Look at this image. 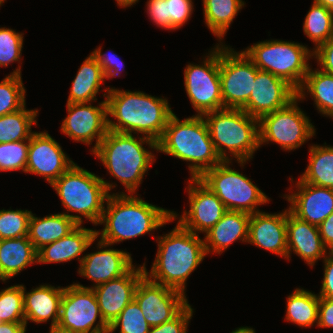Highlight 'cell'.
<instances>
[{"mask_svg":"<svg viewBox=\"0 0 333 333\" xmlns=\"http://www.w3.org/2000/svg\"><path fill=\"white\" fill-rule=\"evenodd\" d=\"M319 296L304 288H296L287 296L285 321L309 328L318 323Z\"/></svg>","mask_w":333,"mask_h":333,"instance_id":"33","label":"cell"},{"mask_svg":"<svg viewBox=\"0 0 333 333\" xmlns=\"http://www.w3.org/2000/svg\"><path fill=\"white\" fill-rule=\"evenodd\" d=\"M110 247V244L98 240V251L84 255L78 268V274L93 281L94 284L86 287L80 283H74L76 286L87 289L95 288L123 276L134 266L129 252Z\"/></svg>","mask_w":333,"mask_h":333,"instance_id":"18","label":"cell"},{"mask_svg":"<svg viewBox=\"0 0 333 333\" xmlns=\"http://www.w3.org/2000/svg\"><path fill=\"white\" fill-rule=\"evenodd\" d=\"M31 214L28 238L38 251L43 246L67 236L79 224L63 213L47 215L43 218Z\"/></svg>","mask_w":333,"mask_h":333,"instance_id":"28","label":"cell"},{"mask_svg":"<svg viewBox=\"0 0 333 333\" xmlns=\"http://www.w3.org/2000/svg\"><path fill=\"white\" fill-rule=\"evenodd\" d=\"M230 163V160L221 161L198 179L216 194L227 210L259 212L258 206L269 203L270 198L250 178L232 169Z\"/></svg>","mask_w":333,"mask_h":333,"instance_id":"9","label":"cell"},{"mask_svg":"<svg viewBox=\"0 0 333 333\" xmlns=\"http://www.w3.org/2000/svg\"><path fill=\"white\" fill-rule=\"evenodd\" d=\"M31 264H38V251L28 236L0 240V280L3 283Z\"/></svg>","mask_w":333,"mask_h":333,"instance_id":"27","label":"cell"},{"mask_svg":"<svg viewBox=\"0 0 333 333\" xmlns=\"http://www.w3.org/2000/svg\"><path fill=\"white\" fill-rule=\"evenodd\" d=\"M156 152L190 162V178H199L222 161L215 151L203 116L196 114L180 121L173 113L157 141Z\"/></svg>","mask_w":333,"mask_h":333,"instance_id":"5","label":"cell"},{"mask_svg":"<svg viewBox=\"0 0 333 333\" xmlns=\"http://www.w3.org/2000/svg\"><path fill=\"white\" fill-rule=\"evenodd\" d=\"M297 97V90L284 79L259 70L247 103L241 108L250 116L260 119L277 111Z\"/></svg>","mask_w":333,"mask_h":333,"instance_id":"19","label":"cell"},{"mask_svg":"<svg viewBox=\"0 0 333 333\" xmlns=\"http://www.w3.org/2000/svg\"><path fill=\"white\" fill-rule=\"evenodd\" d=\"M101 49L102 48L99 46L90 54L101 66L105 78L109 80L115 78L116 76L120 77V72L123 70L124 63L115 53H102Z\"/></svg>","mask_w":333,"mask_h":333,"instance_id":"44","label":"cell"},{"mask_svg":"<svg viewBox=\"0 0 333 333\" xmlns=\"http://www.w3.org/2000/svg\"><path fill=\"white\" fill-rule=\"evenodd\" d=\"M313 1L333 11V0H313Z\"/></svg>","mask_w":333,"mask_h":333,"instance_id":"53","label":"cell"},{"mask_svg":"<svg viewBox=\"0 0 333 333\" xmlns=\"http://www.w3.org/2000/svg\"><path fill=\"white\" fill-rule=\"evenodd\" d=\"M49 333H65V332H61V331H58L57 329H53V330H49Z\"/></svg>","mask_w":333,"mask_h":333,"instance_id":"54","label":"cell"},{"mask_svg":"<svg viewBox=\"0 0 333 333\" xmlns=\"http://www.w3.org/2000/svg\"><path fill=\"white\" fill-rule=\"evenodd\" d=\"M31 214L32 212L27 209L0 210V240L28 236Z\"/></svg>","mask_w":333,"mask_h":333,"instance_id":"39","label":"cell"},{"mask_svg":"<svg viewBox=\"0 0 333 333\" xmlns=\"http://www.w3.org/2000/svg\"><path fill=\"white\" fill-rule=\"evenodd\" d=\"M243 51L259 70L284 79L297 91L311 67L308 60L313 58L306 45L277 39L259 41Z\"/></svg>","mask_w":333,"mask_h":333,"instance_id":"8","label":"cell"},{"mask_svg":"<svg viewBox=\"0 0 333 333\" xmlns=\"http://www.w3.org/2000/svg\"><path fill=\"white\" fill-rule=\"evenodd\" d=\"M287 260V209L280 213L251 214L248 242Z\"/></svg>","mask_w":333,"mask_h":333,"instance_id":"22","label":"cell"},{"mask_svg":"<svg viewBox=\"0 0 333 333\" xmlns=\"http://www.w3.org/2000/svg\"><path fill=\"white\" fill-rule=\"evenodd\" d=\"M313 58L321 71L333 75V37L313 50Z\"/></svg>","mask_w":333,"mask_h":333,"instance_id":"46","label":"cell"},{"mask_svg":"<svg viewBox=\"0 0 333 333\" xmlns=\"http://www.w3.org/2000/svg\"><path fill=\"white\" fill-rule=\"evenodd\" d=\"M230 333H256L255 332V329L251 328V327H239L235 330H233L232 332Z\"/></svg>","mask_w":333,"mask_h":333,"instance_id":"52","label":"cell"},{"mask_svg":"<svg viewBox=\"0 0 333 333\" xmlns=\"http://www.w3.org/2000/svg\"><path fill=\"white\" fill-rule=\"evenodd\" d=\"M96 231L78 225L67 236L39 249L38 263H65L75 258L81 263L84 256L80 255L97 239Z\"/></svg>","mask_w":333,"mask_h":333,"instance_id":"26","label":"cell"},{"mask_svg":"<svg viewBox=\"0 0 333 333\" xmlns=\"http://www.w3.org/2000/svg\"><path fill=\"white\" fill-rule=\"evenodd\" d=\"M63 151L46 130L34 132L28 147L26 173L42 176L51 185L75 163Z\"/></svg>","mask_w":333,"mask_h":333,"instance_id":"17","label":"cell"},{"mask_svg":"<svg viewBox=\"0 0 333 333\" xmlns=\"http://www.w3.org/2000/svg\"><path fill=\"white\" fill-rule=\"evenodd\" d=\"M320 328H333V299L319 298L318 323Z\"/></svg>","mask_w":333,"mask_h":333,"instance_id":"48","label":"cell"},{"mask_svg":"<svg viewBox=\"0 0 333 333\" xmlns=\"http://www.w3.org/2000/svg\"><path fill=\"white\" fill-rule=\"evenodd\" d=\"M188 192L189 210L179 216L172 211V217L187 230L198 235L207 233L228 211L220 199L198 178H189Z\"/></svg>","mask_w":333,"mask_h":333,"instance_id":"14","label":"cell"},{"mask_svg":"<svg viewBox=\"0 0 333 333\" xmlns=\"http://www.w3.org/2000/svg\"><path fill=\"white\" fill-rule=\"evenodd\" d=\"M0 320L25 323L23 284L8 286L0 291Z\"/></svg>","mask_w":333,"mask_h":333,"instance_id":"37","label":"cell"},{"mask_svg":"<svg viewBox=\"0 0 333 333\" xmlns=\"http://www.w3.org/2000/svg\"><path fill=\"white\" fill-rule=\"evenodd\" d=\"M24 33L6 27H0V67L20 62L24 42Z\"/></svg>","mask_w":333,"mask_h":333,"instance_id":"41","label":"cell"},{"mask_svg":"<svg viewBox=\"0 0 333 333\" xmlns=\"http://www.w3.org/2000/svg\"><path fill=\"white\" fill-rule=\"evenodd\" d=\"M21 75V65H18L0 82V116L15 112L26 104V89Z\"/></svg>","mask_w":333,"mask_h":333,"instance_id":"36","label":"cell"},{"mask_svg":"<svg viewBox=\"0 0 333 333\" xmlns=\"http://www.w3.org/2000/svg\"><path fill=\"white\" fill-rule=\"evenodd\" d=\"M140 136L108 130L92 152L103 163L110 176L120 181L128 194L137 193L144 175L155 162V155L143 145L147 143L148 148L154 151L157 150V142Z\"/></svg>","mask_w":333,"mask_h":333,"instance_id":"4","label":"cell"},{"mask_svg":"<svg viewBox=\"0 0 333 333\" xmlns=\"http://www.w3.org/2000/svg\"><path fill=\"white\" fill-rule=\"evenodd\" d=\"M147 14L157 27L171 31V22L167 19L166 0H147Z\"/></svg>","mask_w":333,"mask_h":333,"instance_id":"45","label":"cell"},{"mask_svg":"<svg viewBox=\"0 0 333 333\" xmlns=\"http://www.w3.org/2000/svg\"><path fill=\"white\" fill-rule=\"evenodd\" d=\"M309 146V162L300 175L302 182L333 189V146Z\"/></svg>","mask_w":333,"mask_h":333,"instance_id":"32","label":"cell"},{"mask_svg":"<svg viewBox=\"0 0 333 333\" xmlns=\"http://www.w3.org/2000/svg\"><path fill=\"white\" fill-rule=\"evenodd\" d=\"M30 140L0 143V171H18L26 173V163Z\"/></svg>","mask_w":333,"mask_h":333,"instance_id":"40","label":"cell"},{"mask_svg":"<svg viewBox=\"0 0 333 333\" xmlns=\"http://www.w3.org/2000/svg\"><path fill=\"white\" fill-rule=\"evenodd\" d=\"M68 115L61 124V132L75 142L86 145L95 144L91 153L98 147L100 141L108 132V116L106 99L94 106L89 103H67Z\"/></svg>","mask_w":333,"mask_h":333,"instance_id":"15","label":"cell"},{"mask_svg":"<svg viewBox=\"0 0 333 333\" xmlns=\"http://www.w3.org/2000/svg\"><path fill=\"white\" fill-rule=\"evenodd\" d=\"M251 214L241 211H227L222 218L204 234L205 251L208 255L225 252L236 242H248L249 219Z\"/></svg>","mask_w":333,"mask_h":333,"instance_id":"25","label":"cell"},{"mask_svg":"<svg viewBox=\"0 0 333 333\" xmlns=\"http://www.w3.org/2000/svg\"><path fill=\"white\" fill-rule=\"evenodd\" d=\"M145 276L143 266H133L123 276L92 288L104 321L110 325L134 299L139 281Z\"/></svg>","mask_w":333,"mask_h":333,"instance_id":"20","label":"cell"},{"mask_svg":"<svg viewBox=\"0 0 333 333\" xmlns=\"http://www.w3.org/2000/svg\"><path fill=\"white\" fill-rule=\"evenodd\" d=\"M157 254L148 272L145 262V276L158 284L186 295V281L206 257L204 239L179 222L167 234L156 237Z\"/></svg>","mask_w":333,"mask_h":333,"instance_id":"3","label":"cell"},{"mask_svg":"<svg viewBox=\"0 0 333 333\" xmlns=\"http://www.w3.org/2000/svg\"><path fill=\"white\" fill-rule=\"evenodd\" d=\"M193 0H166L167 19L171 22V30L180 29L192 17Z\"/></svg>","mask_w":333,"mask_h":333,"instance_id":"42","label":"cell"},{"mask_svg":"<svg viewBox=\"0 0 333 333\" xmlns=\"http://www.w3.org/2000/svg\"><path fill=\"white\" fill-rule=\"evenodd\" d=\"M202 116L220 159L233 161L232 156L244 168L255 151L260 149L259 119L240 108H222Z\"/></svg>","mask_w":333,"mask_h":333,"instance_id":"6","label":"cell"},{"mask_svg":"<svg viewBox=\"0 0 333 333\" xmlns=\"http://www.w3.org/2000/svg\"><path fill=\"white\" fill-rule=\"evenodd\" d=\"M292 252L312 268L318 260L326 257L328 250L323 245L318 226L299 219L288 208L287 260L289 261Z\"/></svg>","mask_w":333,"mask_h":333,"instance_id":"23","label":"cell"},{"mask_svg":"<svg viewBox=\"0 0 333 333\" xmlns=\"http://www.w3.org/2000/svg\"><path fill=\"white\" fill-rule=\"evenodd\" d=\"M194 309L188 303L174 318L158 326L150 328L148 333H187Z\"/></svg>","mask_w":333,"mask_h":333,"instance_id":"43","label":"cell"},{"mask_svg":"<svg viewBox=\"0 0 333 333\" xmlns=\"http://www.w3.org/2000/svg\"><path fill=\"white\" fill-rule=\"evenodd\" d=\"M298 96L285 107L259 119V146L276 143L284 151H294L315 136V126L298 106Z\"/></svg>","mask_w":333,"mask_h":333,"instance_id":"10","label":"cell"},{"mask_svg":"<svg viewBox=\"0 0 333 333\" xmlns=\"http://www.w3.org/2000/svg\"><path fill=\"white\" fill-rule=\"evenodd\" d=\"M134 299L151 327L170 321L189 303L183 293L155 283L146 276L139 281Z\"/></svg>","mask_w":333,"mask_h":333,"instance_id":"16","label":"cell"},{"mask_svg":"<svg viewBox=\"0 0 333 333\" xmlns=\"http://www.w3.org/2000/svg\"><path fill=\"white\" fill-rule=\"evenodd\" d=\"M304 34L314 42L312 51L333 37V11L313 1L303 23Z\"/></svg>","mask_w":333,"mask_h":333,"instance_id":"35","label":"cell"},{"mask_svg":"<svg viewBox=\"0 0 333 333\" xmlns=\"http://www.w3.org/2000/svg\"><path fill=\"white\" fill-rule=\"evenodd\" d=\"M318 228L323 245L328 251H333V213H331Z\"/></svg>","mask_w":333,"mask_h":333,"instance_id":"49","label":"cell"},{"mask_svg":"<svg viewBox=\"0 0 333 333\" xmlns=\"http://www.w3.org/2000/svg\"><path fill=\"white\" fill-rule=\"evenodd\" d=\"M219 70L223 108H242L248 101L258 68L244 51L219 43Z\"/></svg>","mask_w":333,"mask_h":333,"instance_id":"13","label":"cell"},{"mask_svg":"<svg viewBox=\"0 0 333 333\" xmlns=\"http://www.w3.org/2000/svg\"><path fill=\"white\" fill-rule=\"evenodd\" d=\"M64 293V287L50 284L39 285L30 292L23 285V301L25 312V325L34 322L46 323L51 320L50 330L56 329L60 316V304Z\"/></svg>","mask_w":333,"mask_h":333,"instance_id":"24","label":"cell"},{"mask_svg":"<svg viewBox=\"0 0 333 333\" xmlns=\"http://www.w3.org/2000/svg\"><path fill=\"white\" fill-rule=\"evenodd\" d=\"M105 76L101 66L90 54L81 64L67 99V103H89L97 100L101 84L104 83Z\"/></svg>","mask_w":333,"mask_h":333,"instance_id":"29","label":"cell"},{"mask_svg":"<svg viewBox=\"0 0 333 333\" xmlns=\"http://www.w3.org/2000/svg\"><path fill=\"white\" fill-rule=\"evenodd\" d=\"M119 333H148L151 326L143 316L138 303L133 299L109 325L108 333L119 329Z\"/></svg>","mask_w":333,"mask_h":333,"instance_id":"38","label":"cell"},{"mask_svg":"<svg viewBox=\"0 0 333 333\" xmlns=\"http://www.w3.org/2000/svg\"><path fill=\"white\" fill-rule=\"evenodd\" d=\"M25 323L2 322L0 324V333H26Z\"/></svg>","mask_w":333,"mask_h":333,"instance_id":"50","label":"cell"},{"mask_svg":"<svg viewBox=\"0 0 333 333\" xmlns=\"http://www.w3.org/2000/svg\"><path fill=\"white\" fill-rule=\"evenodd\" d=\"M116 185L78 166L77 163H74L51 184L67 211L63 214L79 225L84 223L85 218L95 226L102 218L109 192ZM69 212L76 214H69Z\"/></svg>","mask_w":333,"mask_h":333,"instance_id":"7","label":"cell"},{"mask_svg":"<svg viewBox=\"0 0 333 333\" xmlns=\"http://www.w3.org/2000/svg\"><path fill=\"white\" fill-rule=\"evenodd\" d=\"M38 109H26V104L19 110L0 116V143L30 140L32 125H38Z\"/></svg>","mask_w":333,"mask_h":333,"instance_id":"34","label":"cell"},{"mask_svg":"<svg viewBox=\"0 0 333 333\" xmlns=\"http://www.w3.org/2000/svg\"><path fill=\"white\" fill-rule=\"evenodd\" d=\"M104 91L108 130L141 134L156 142L161 138L169 118L174 113L166 98L155 97L142 91L119 90L115 87L104 88Z\"/></svg>","mask_w":333,"mask_h":333,"instance_id":"1","label":"cell"},{"mask_svg":"<svg viewBox=\"0 0 333 333\" xmlns=\"http://www.w3.org/2000/svg\"><path fill=\"white\" fill-rule=\"evenodd\" d=\"M56 329L65 333H108L109 325L93 289L78 287L74 282L64 287Z\"/></svg>","mask_w":333,"mask_h":333,"instance_id":"11","label":"cell"},{"mask_svg":"<svg viewBox=\"0 0 333 333\" xmlns=\"http://www.w3.org/2000/svg\"><path fill=\"white\" fill-rule=\"evenodd\" d=\"M202 64L190 63L184 70V86L196 115L223 108L219 70V44L210 49Z\"/></svg>","mask_w":333,"mask_h":333,"instance_id":"12","label":"cell"},{"mask_svg":"<svg viewBox=\"0 0 333 333\" xmlns=\"http://www.w3.org/2000/svg\"><path fill=\"white\" fill-rule=\"evenodd\" d=\"M204 22L221 43L234 18L244 7L243 0H202Z\"/></svg>","mask_w":333,"mask_h":333,"instance_id":"31","label":"cell"},{"mask_svg":"<svg viewBox=\"0 0 333 333\" xmlns=\"http://www.w3.org/2000/svg\"><path fill=\"white\" fill-rule=\"evenodd\" d=\"M4 2L5 0H0V6H2Z\"/></svg>","mask_w":333,"mask_h":333,"instance_id":"55","label":"cell"},{"mask_svg":"<svg viewBox=\"0 0 333 333\" xmlns=\"http://www.w3.org/2000/svg\"><path fill=\"white\" fill-rule=\"evenodd\" d=\"M323 263L324 275L318 296L333 299V251H328Z\"/></svg>","mask_w":333,"mask_h":333,"instance_id":"47","label":"cell"},{"mask_svg":"<svg viewBox=\"0 0 333 333\" xmlns=\"http://www.w3.org/2000/svg\"><path fill=\"white\" fill-rule=\"evenodd\" d=\"M139 0H116L117 5L121 8L131 7L132 5L138 3Z\"/></svg>","mask_w":333,"mask_h":333,"instance_id":"51","label":"cell"},{"mask_svg":"<svg viewBox=\"0 0 333 333\" xmlns=\"http://www.w3.org/2000/svg\"><path fill=\"white\" fill-rule=\"evenodd\" d=\"M296 191L284 194L290 203L289 210L299 219L319 226L331 213H333V189L319 187L302 182L295 183Z\"/></svg>","mask_w":333,"mask_h":333,"instance_id":"21","label":"cell"},{"mask_svg":"<svg viewBox=\"0 0 333 333\" xmlns=\"http://www.w3.org/2000/svg\"><path fill=\"white\" fill-rule=\"evenodd\" d=\"M96 238L114 245L158 230L175 221L172 211L144 201L138 194L111 193L105 203Z\"/></svg>","mask_w":333,"mask_h":333,"instance_id":"2","label":"cell"},{"mask_svg":"<svg viewBox=\"0 0 333 333\" xmlns=\"http://www.w3.org/2000/svg\"><path fill=\"white\" fill-rule=\"evenodd\" d=\"M307 90V91H306ZM311 95L320 114L333 118V75L310 67L301 87L297 91L300 100Z\"/></svg>","mask_w":333,"mask_h":333,"instance_id":"30","label":"cell"}]
</instances>
